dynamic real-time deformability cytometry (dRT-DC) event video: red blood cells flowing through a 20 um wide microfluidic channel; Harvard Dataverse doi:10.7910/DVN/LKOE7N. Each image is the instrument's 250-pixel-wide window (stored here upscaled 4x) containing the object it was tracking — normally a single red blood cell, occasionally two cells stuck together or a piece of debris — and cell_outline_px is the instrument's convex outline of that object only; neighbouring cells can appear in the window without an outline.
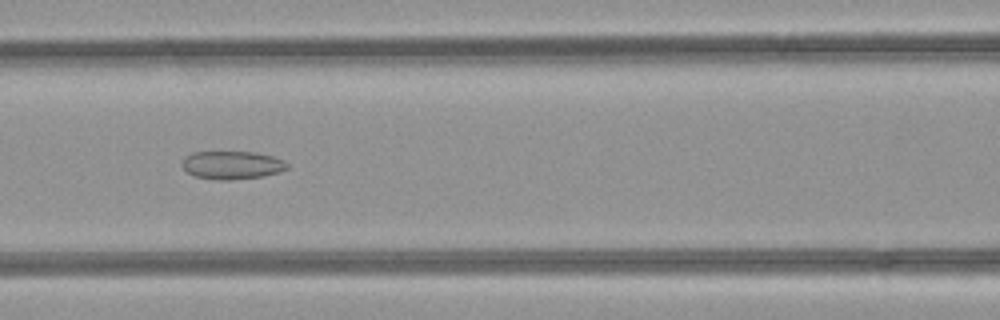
{"species": "common noctule bat (a hibernating species)", "species_latin": "Nyctalus noctula", "temperature_condition": "room temperature", "stored_images_in_passage": 41, "camera_frame_rate_fps": 3000, "um_per_image_px": 0.085, "animal": {"sex": "female", "body_mass_g": 21.9}, "frame": {"image": 1, "passage_image": 14, "time_ms": 4.333, "image_size_px": [1000, 320], "cell_outline_px": [[288, 168], [280, 172], [264, 176], [228, 180], [220, 180], [196, 176], [188, 172], [184, 168], [184, 156], [192, 152], [256, 152], [272, 156], [284, 160], [288, 164]], "centroid_in_image_um": [19.77, 14.02], "position_along_channel_um": 146.8, "area_um2": 17.11}}
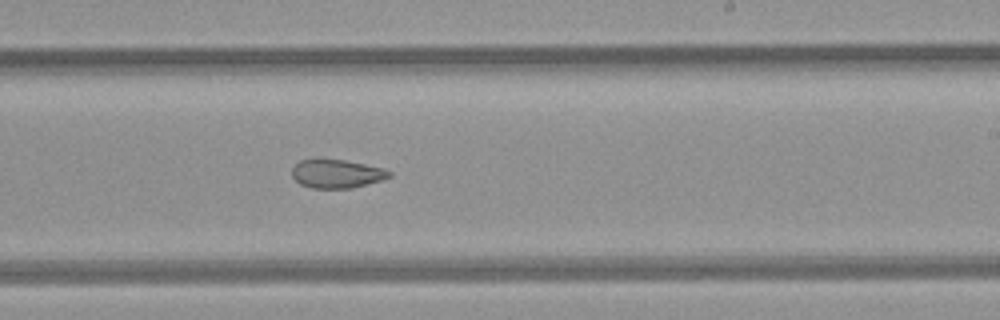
{"frame": {"image": 2, "passage_image": 22, "time_ms": 7.0, "image_size_px": [1000, 320], "cell_outline_px": [[392, 176], [384, 180], [352, 188], [312, 188], [300, 184], [292, 176], [292, 168], [300, 160], [344, 160], [384, 168], [392, 172]], "centroid_in_image_um": [28.67, 14.78], "position_along_channel_um": 260.3, "area_um2": 16.13}}
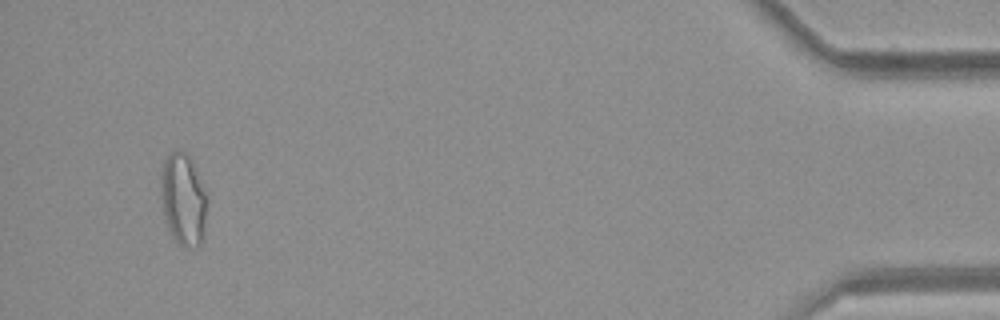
{"frame": {"image": 3, "passage_image": 39, "time_ms": 12.667, "image_size_px": [1000, 320], "cell_outline_px": [[204, 216], [200, 244], [196, 248], [180, 244], [172, 236], [164, 212], [160, 188], [160, 176], [164, 160], [172, 152], [184, 152], [188, 156], [192, 164], [204, 192]], "centroid_in_image_um": [15.51, 16.94], "position_along_channel_um": 419.7, "area_um2": 23.24}, "authors_computed_cell_mechanics": {"area_um2": 18.9006, "velocity_mm_per_s": 4.2628, "shape_relaxation_time_tau1_ms": null, "shape_relaxation_time_tau2_ms": 3.073, "deformation_change_tau1": null, "deformation_change_tau2": 0.0957}}